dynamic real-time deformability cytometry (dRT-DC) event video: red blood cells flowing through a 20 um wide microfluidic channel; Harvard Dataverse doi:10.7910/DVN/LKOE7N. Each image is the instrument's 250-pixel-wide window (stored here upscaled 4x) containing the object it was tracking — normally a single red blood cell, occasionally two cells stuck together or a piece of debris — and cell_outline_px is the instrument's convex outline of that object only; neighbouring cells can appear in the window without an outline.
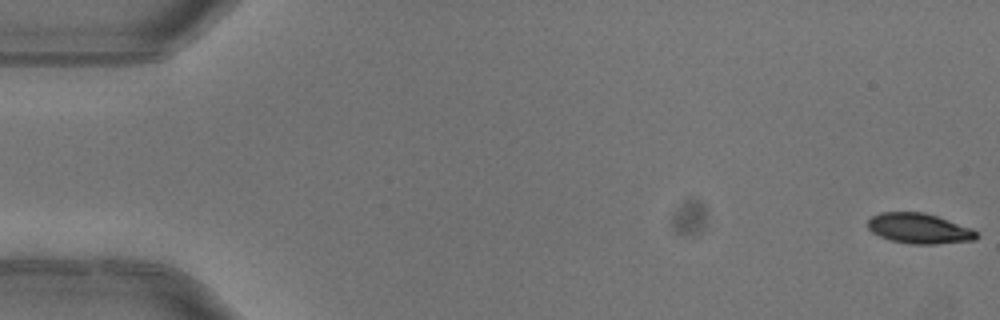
{"species": "common noctule bat (a hibernating species)", "species_latin": "Nyctalus noctula", "temperature_condition": "warm", "stored_images_in_passage": 4, "camera_frame_rate_fps": 3000, "um_per_image_px": 0.085, "animal": {"sex": "female"}, "frame": {"image": 1, "passage_image": 1, "time_ms": 0.0, "image_size_px": [1000, 320], "cell_outline_px": [[980, 236], [976, 240], [936, 244], [912, 244], [892, 240], [880, 236], [872, 232], [868, 228], [868, 220], [872, 216], [880, 212], [924, 212], [972, 228], [980, 232]], "centroid_in_image_um": [78.18, 19.42], "position_along_channel_um": 6.8, "area_um2": 19.25}}
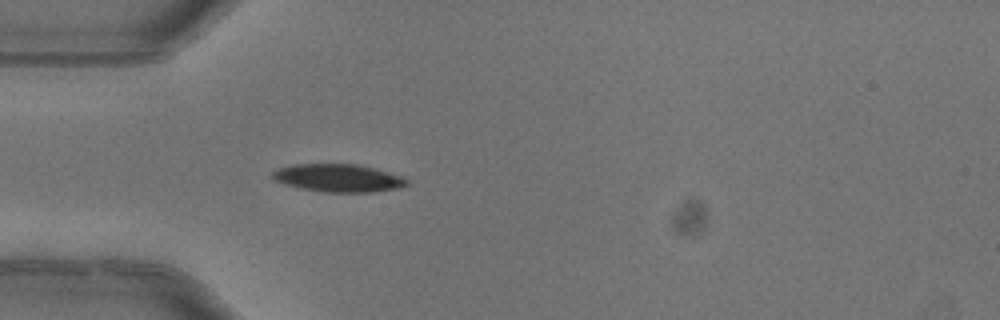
{"frame": {"image": 2, "passage_image": 4, "time_ms": 1.0, "image_size_px": [1000, 320], "cell_outline_px": [[408, 184], [400, 188], [372, 192], [328, 192], [300, 188], [276, 180], [272, 176], [272, 172], [280, 168], [292, 164], [356, 164], [376, 168], [404, 176], [408, 180]], "centroid_in_image_um": [28.83, 15.12], "position_along_channel_um": 56.2, "area_um2": 21.73}}